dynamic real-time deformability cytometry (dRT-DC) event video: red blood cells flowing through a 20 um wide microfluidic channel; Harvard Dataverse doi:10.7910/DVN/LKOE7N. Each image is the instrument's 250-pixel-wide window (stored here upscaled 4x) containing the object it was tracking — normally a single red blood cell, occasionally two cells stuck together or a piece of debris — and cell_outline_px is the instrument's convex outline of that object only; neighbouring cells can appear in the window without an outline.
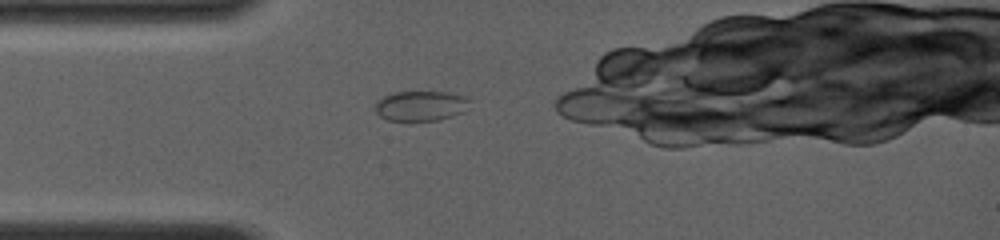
{"species": "common noctule bat (a hibernating species)", "species_latin": "Nyctalus noctula", "temperature_condition": "room temperature", "stored_images_in_passage": 1, "camera_frame_rate_fps": 4000, "um_per_image_px": 0.085, "animal": {"sex": "female", "body_mass_g": 19.0, "forearm_length_mm": 56.7}, "frame": {"image": 1, "passage_image": 1, "time_ms": 0.0, "image_size_px": [1000, 240], "cell_outline_px": [[468, 100], [464, 112], [440, 120], [388, 120], [380, 116], [372, 108], [376, 100], [392, 92], [448, 92], [464, 96]], "centroid_in_image_um": [35.69, 8.99], "position_along_channel_um": 49.3, "area_um2": 16.53}}